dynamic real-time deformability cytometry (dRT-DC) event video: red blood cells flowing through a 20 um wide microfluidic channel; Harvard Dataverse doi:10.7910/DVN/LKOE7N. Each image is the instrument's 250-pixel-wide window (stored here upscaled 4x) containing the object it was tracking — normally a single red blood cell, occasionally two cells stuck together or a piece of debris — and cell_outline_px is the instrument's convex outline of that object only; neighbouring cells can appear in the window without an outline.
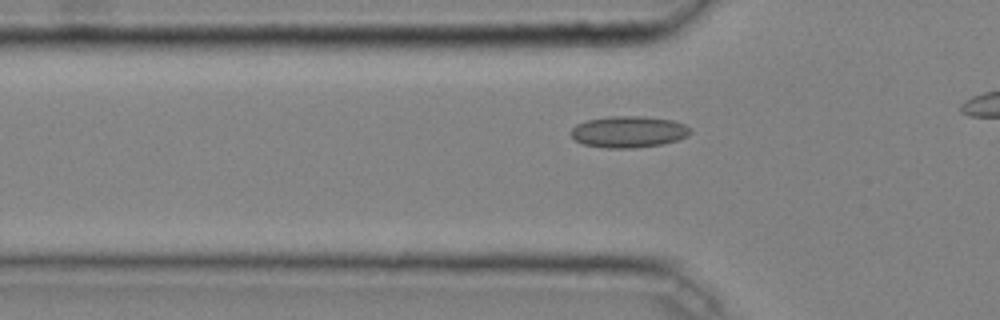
{"species": "common noctule bat (a hibernating species)", "species_latin": "Nyctalus noctula", "temperature_condition": "cold", "stored_images_in_passage": 10, "camera_frame_rate_fps": 3000, "um_per_image_px": 0.085, "animal": {"sex": "male", "body_mass_g": 20.4}, "frame": {"image": 1, "passage_image": 4, "time_ms": 1.0, "image_size_px": [1000, 320], "cell_outline_px": [[692, 132], [688, 136], [676, 140], [660, 144], [632, 148], [604, 148], [584, 144], [576, 140], [572, 136], [572, 128], [576, 124], [588, 120], [612, 116], [644, 116], [672, 120], [684, 124], [692, 128]], "centroid_in_image_um": [53.46, 11.2], "position_along_channel_um": 72.3, "area_um2": 21.79}}
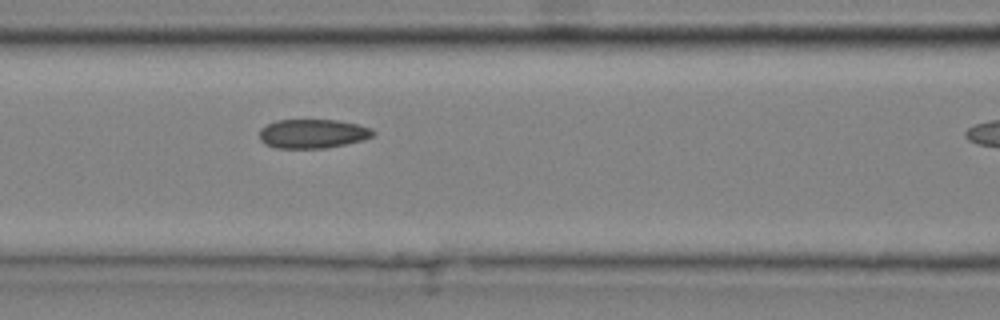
{"frame": {"image": 2, "passage_image": 9, "time_ms": 2.667, "image_size_px": [1000, 320], "cell_outline_px": [[376, 132], [372, 136], [360, 140], [344, 144], [324, 148], [276, 148], [264, 144], [260, 140], [260, 128], [276, 120], [336, 120], [356, 124], [372, 128]], "centroid_in_image_um": [26.54, 11.36], "position_along_channel_um": 140.1, "area_um2": 19.13}}